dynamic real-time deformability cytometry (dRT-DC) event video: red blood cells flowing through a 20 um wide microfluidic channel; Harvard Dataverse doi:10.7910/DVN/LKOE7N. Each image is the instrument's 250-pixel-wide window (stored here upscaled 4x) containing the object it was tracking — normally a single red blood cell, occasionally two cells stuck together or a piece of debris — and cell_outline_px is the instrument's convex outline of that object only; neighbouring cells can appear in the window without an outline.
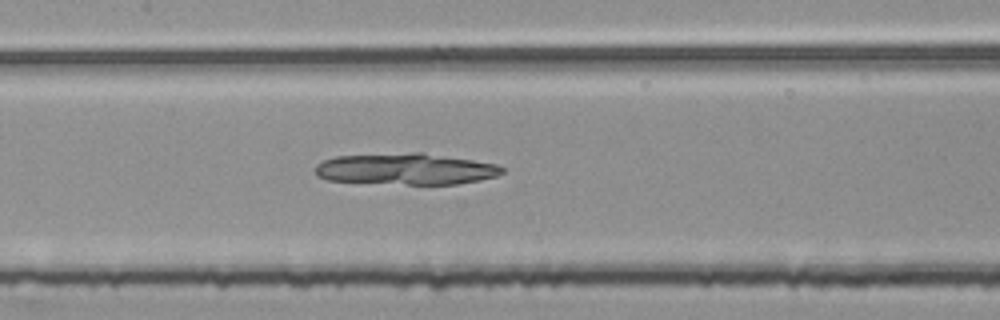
{"species": "common noctule bat (a hibernating species)", "species_latin": "Nyctalus noctula", "temperature_condition": "room temperature", "stored_images_in_passage": 36, "camera_frame_rate_fps": 3000, "um_per_image_px": 0.085, "animal": {"sex": "female", "body_mass_g": 25.1}, "frame": {"image": 1, "passage_image": 11, "time_ms": 3.333, "image_size_px": [1000, 320], "cell_outline_px": [[504, 172], [496, 176], [480, 180], [456, 184], [408, 184], [328, 180], [316, 176], [316, 164], [324, 160], [336, 156], [412, 152], [420, 152], [472, 160], [496, 164], [504, 168]], "centroid_in_image_um": [34.5, 14.36], "position_along_channel_um": 172.9, "area_um2": 33.93}}
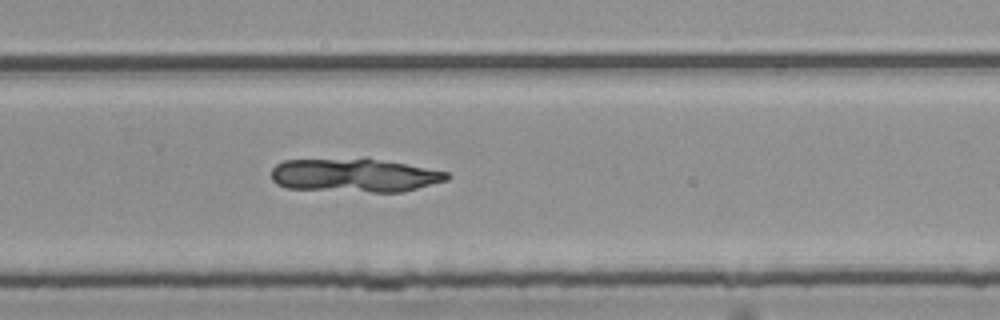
{"frame": {"image": 2, "passage_image": 21, "time_ms": 6.667, "image_size_px": [1000, 320], "cell_outline_px": [[452, 176], [448, 180], [404, 192], [372, 192], [288, 188], [276, 184], [272, 180], [272, 168], [276, 164], [284, 160], [364, 156], [448, 172]], "centroid_in_image_um": [30.14, 14.87], "position_along_channel_um": 299.7, "area_um2": 35.32}}
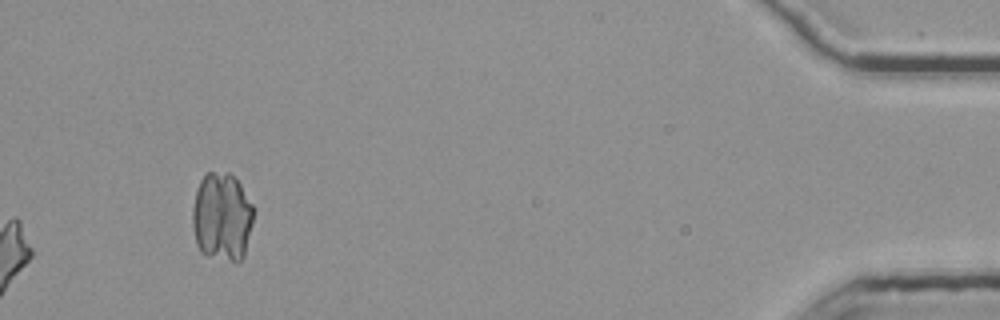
{"frame": {"image": 3, "passage_image": 36, "time_ms": 11.667, "image_size_px": [1000, 320], "cell_outline_px": [[252, 224], [244, 256], [236, 264], [208, 256], [200, 252], [196, 244], [192, 228], [192, 208], [196, 192], [200, 180], [208, 172], [228, 172], [236, 176], [252, 204]], "centroid_in_image_um": [18.85, 18.46], "position_along_channel_um": 416.4, "area_um2": 31.96}}